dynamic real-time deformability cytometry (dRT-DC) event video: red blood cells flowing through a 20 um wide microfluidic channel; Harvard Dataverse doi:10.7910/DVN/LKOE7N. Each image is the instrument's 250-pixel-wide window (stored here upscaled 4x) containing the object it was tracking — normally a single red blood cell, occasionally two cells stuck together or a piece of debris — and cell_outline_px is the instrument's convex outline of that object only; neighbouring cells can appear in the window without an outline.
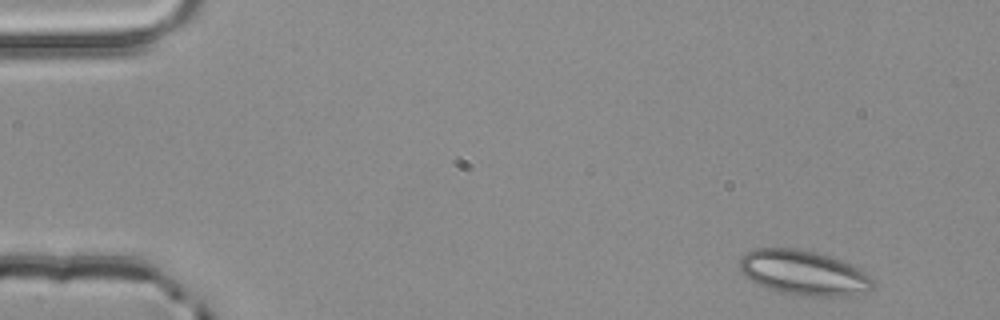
{"species": "common noctule bat (a hibernating species)", "species_latin": "Nyctalus noctula", "temperature_condition": "room temperature", "stored_images_in_passage": 3, "camera_frame_rate_fps": 3000, "um_per_image_px": 0.085, "animal": {"sex": "male", "body_mass_g": 20.4}, "frame": {"image": 1, "passage_image": 1, "time_ms": 0.0, "image_size_px": [1000, 320], "cell_outline_px": [[876, 284], [868, 292], [848, 296], [808, 296], [780, 292], [768, 288], [744, 276], [740, 268], [740, 256], [744, 252], [756, 248], [796, 248], [828, 256], [840, 260], [860, 268], [872, 276], [876, 280]], "centroid_in_image_um": [68.36, 23.19], "position_along_channel_um": 16.6, "area_um2": 34.97}}